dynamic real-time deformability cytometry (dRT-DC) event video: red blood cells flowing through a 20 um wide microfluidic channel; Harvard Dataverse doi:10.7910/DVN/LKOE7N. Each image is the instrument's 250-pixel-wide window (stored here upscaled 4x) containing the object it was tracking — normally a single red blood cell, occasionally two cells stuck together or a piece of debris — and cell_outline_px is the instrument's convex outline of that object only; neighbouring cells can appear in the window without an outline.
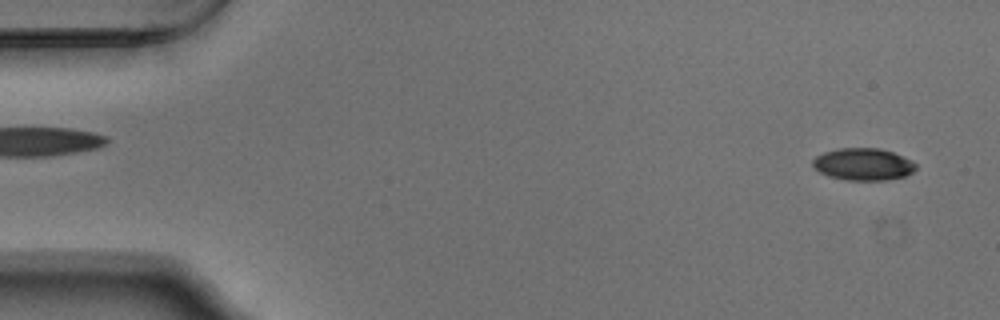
{"species": "Egyptian fruit bat (a non-hibernating species)", "species_latin": "Rousettus aegyptiacus", "temperature_condition": "warm", "stored_images_in_passage": 53, "camera_frame_rate_fps": 3000, "um_per_image_px": 0.085, "animal": {"sex": "male"}, "frame": {"image": 1, "passage_image": 2, "time_ms": 0.333, "image_size_px": [1000, 320], "cell_outline_px": [[916, 168], [912, 172], [904, 176], [884, 180], [848, 180], [828, 176], [820, 172], [812, 164], [812, 160], [816, 156], [824, 152], [836, 148], [880, 148], [892, 152], [912, 160], [916, 164]], "centroid_in_image_um": [73.36, 13.95], "position_along_channel_um": 11.6, "area_um2": 19.25}}
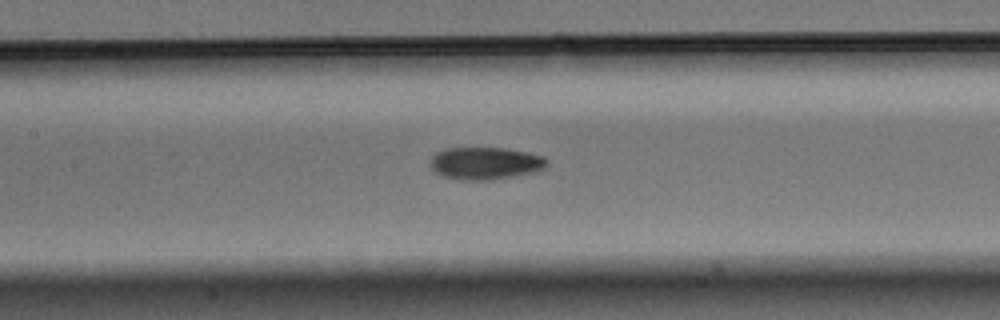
{"frame": {"image": 2, "passage_image": 24, "time_ms": 7.667, "image_size_px": [1000, 320], "cell_outline_px": [[548, 164], [544, 168], [536, 172], [492, 180], [460, 180], [444, 176], [436, 172], [428, 164], [432, 156], [436, 152], [444, 148], [504, 148], [528, 152], [544, 156], [548, 160]], "centroid_in_image_um": [41.26, 13.87], "position_along_channel_um": 166.1, "area_um2": 22.25}}
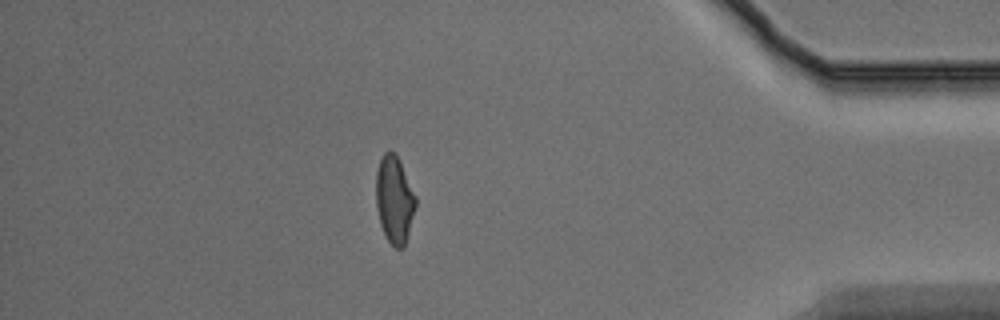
{"frame": {"image": 3, "passage_image": 46, "time_ms": 15.0, "image_size_px": [1000, 320], "cell_outline_px": [[416, 208], [404, 248], [396, 248], [388, 240], [380, 224], [376, 204], [376, 172], [380, 160], [384, 152], [392, 152], [396, 156], [416, 196]], "centroid_in_image_um": [33.52, 17.01], "position_along_channel_um": 401.7, "area_um2": 19.83}, "authors_computed_cell_mechanics": {"area_um2": 20.5768, "velocity_mm_per_s": 3.7572, "shape_relaxation_time_tau1_ms": 7.3354, "shape_relaxation_time_tau2_ms": 3.3887, "deformation_change_tau1": 0.1958, "deformation_change_tau2": 0.0878}}